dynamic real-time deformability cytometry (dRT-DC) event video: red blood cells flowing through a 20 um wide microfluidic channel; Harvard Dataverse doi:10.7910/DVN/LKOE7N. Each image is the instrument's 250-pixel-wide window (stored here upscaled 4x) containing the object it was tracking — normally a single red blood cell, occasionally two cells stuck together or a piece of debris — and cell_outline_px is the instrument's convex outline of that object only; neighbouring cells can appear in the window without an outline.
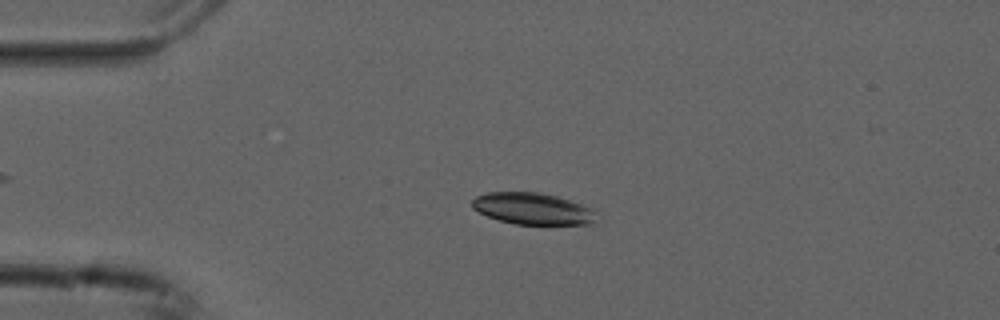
{"species": "common noctule bat (a hibernating species)", "species_latin": "Nyctalus noctula", "temperature_condition": "cold", "stored_images_in_passage": 48, "camera_frame_rate_fps": 3000, "um_per_image_px": 0.085, "animal": {"sex": "male", "forearm_length_mm": 52.5}, "frame": {"image": 1, "passage_image": 12, "time_ms": 3.667, "image_size_px": [1000, 320], "cell_outline_px": [[596, 224], [548, 228], [516, 224], [500, 220], [488, 216], [472, 208], [472, 200], [476, 196], [488, 192], [540, 192], [556, 196], [592, 208]], "centroid_in_image_um": [45.34, 17.8], "position_along_channel_um": 39.7, "area_um2": 23.81}}
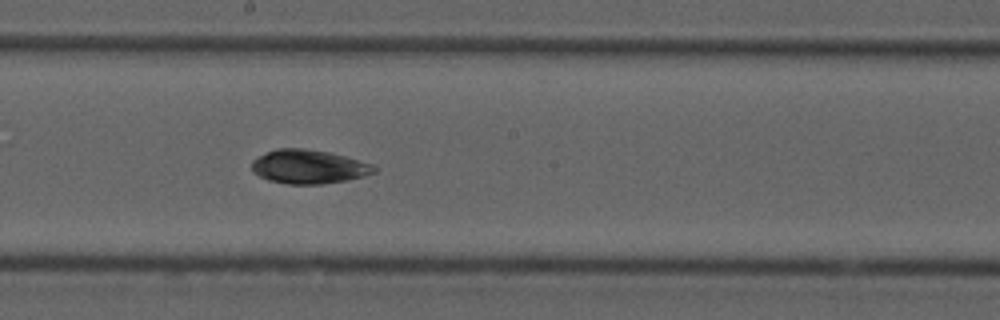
{"frame": {"image": 2, "passage_image": 29, "time_ms": 9.333, "image_size_px": [1000, 320], "cell_outline_px": [[376, 172], [364, 176], [348, 180], [320, 184], [288, 184], [268, 180], [252, 172], [252, 160], [276, 148], [304, 148], [328, 152], [344, 156], [372, 164], [376, 168]], "centroid_in_image_um": [26.23, 14.17], "position_along_channel_um": 222.0, "area_um2": 24.04}}
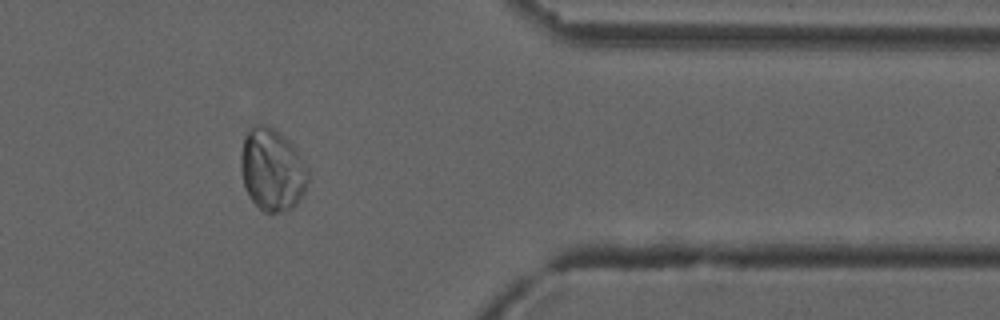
{"frame": {"image": 3, "passage_image": 44, "time_ms": 14.333, "image_size_px": [1000, 320], "cell_outline_px": [[308, 180], [304, 192], [300, 200], [292, 208], [284, 212], [264, 212], [252, 200], [244, 188], [240, 168], [240, 156], [244, 136], [256, 124], [264, 124], [272, 128], [288, 140], [292, 144], [308, 168]], "centroid_in_image_um": [23.12, 14.45], "position_along_channel_um": 388.3, "area_um2": 32.25}, "authors_computed_cell_mechanics": {"area_um2": 24.8829, "velocity_mm_per_s": 3.7193, "shape_relaxation_time_tau1_ms": 9.085, "shape_relaxation_time_tau2_ms": null, "deformation_change_tau1": 0.0604, "deformation_change_tau2": null}}